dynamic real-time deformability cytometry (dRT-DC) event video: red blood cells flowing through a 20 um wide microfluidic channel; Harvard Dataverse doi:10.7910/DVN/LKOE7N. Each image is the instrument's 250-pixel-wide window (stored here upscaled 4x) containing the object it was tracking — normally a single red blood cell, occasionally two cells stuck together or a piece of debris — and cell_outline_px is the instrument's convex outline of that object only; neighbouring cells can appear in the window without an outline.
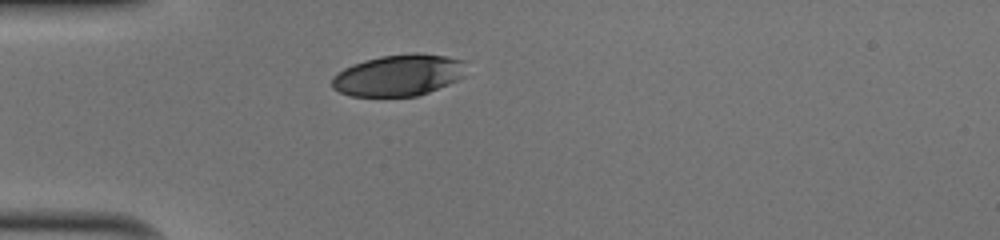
{"species": "human", "species_latin": "Homo sapiens", "temperature_condition": "cold", "stored_images_in_passage": 28, "camera_frame_rate_fps": 3000, "um_per_image_px": 0.085, "donor": {"sex": "male"}, "frame": {"image": 1, "passage_image": 1, "time_ms": 0.0, "image_size_px": [1000, 240], "cell_outline_px": [[464, 76], [448, 84], [428, 92], [416, 96], [352, 96], [340, 92], [332, 88], [332, 76], [336, 72], [352, 64], [364, 60], [380, 56], [412, 52], [420, 52], [444, 56], [464, 60]], "centroid_in_image_um": [33.85, 6.38], "position_along_channel_um": 51.2, "area_um2": 32.54}}
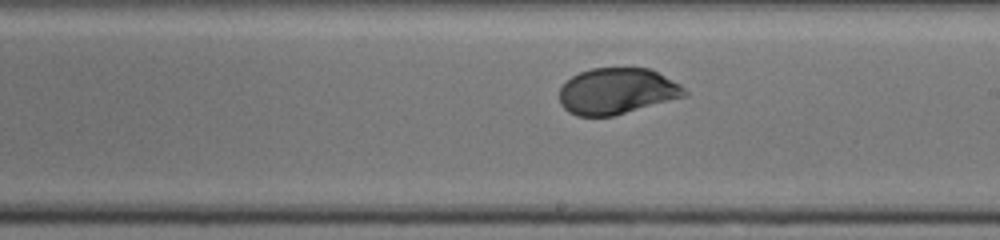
{"frame": {"image": 2, "passage_image": 16, "time_ms": 5.0, "image_size_px": [1000, 240], "cell_outline_px": [[688, 96], [612, 116], [576, 116], [568, 112], [560, 104], [560, 88], [572, 76], [580, 72], [592, 68], [652, 68], [680, 84], [688, 92]], "centroid_in_image_um": [52.47, 7.75], "position_along_channel_um": 236.5, "area_um2": 33.81}}
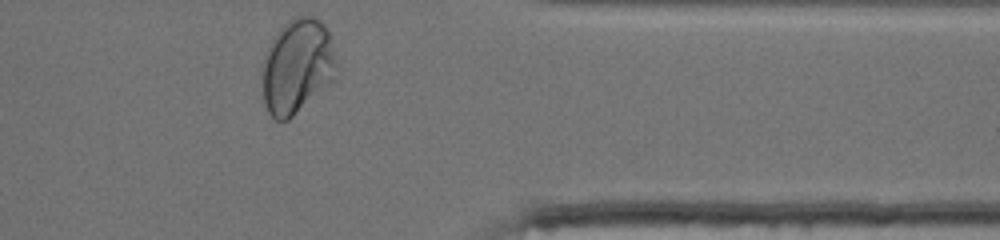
{"frame": {"image": 3, "passage_image": 28, "time_ms": 9.0, "image_size_px": [1000, 240], "cell_outline_px": [[336, 68], [332, 84], [288, 120], [276, 120], [268, 112], [264, 104], [260, 68], [268, 48], [276, 32], [292, 16], [312, 16], [320, 20], [328, 28], [336, 64]], "centroid_in_image_um": [25.24, 5.65], "position_along_channel_um": 386.2, "area_um2": 41.5}, "authors_computed_cell_mechanics": {"area_um2": 34.2465, "velocity_mm_per_s": 4.0202, "shape_relaxation_time_tau1_ms": 4.7294, "shape_relaxation_time_tau2_ms": null, "deformation_change_tau1": 0.1625, "deformation_change_tau2": null}}